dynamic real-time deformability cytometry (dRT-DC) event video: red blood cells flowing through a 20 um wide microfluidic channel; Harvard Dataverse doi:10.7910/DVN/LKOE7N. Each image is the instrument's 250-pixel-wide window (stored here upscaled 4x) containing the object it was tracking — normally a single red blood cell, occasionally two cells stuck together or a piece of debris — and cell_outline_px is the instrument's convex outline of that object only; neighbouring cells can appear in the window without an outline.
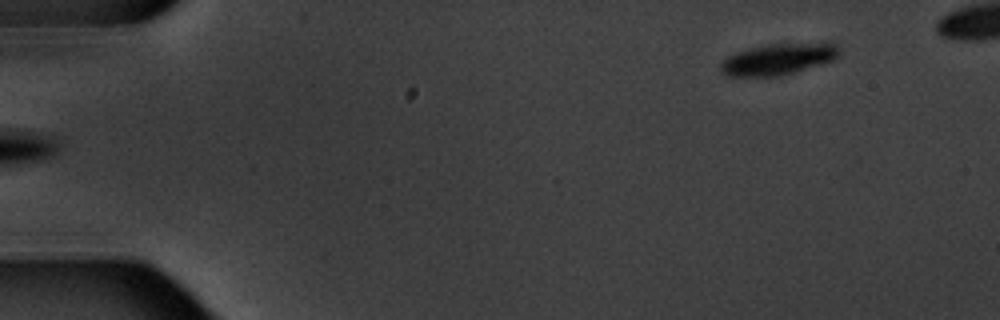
{"species": "common noctule bat (a hibernating species)", "species_latin": "Nyctalus noctula", "temperature_condition": "warm", "stored_images_in_passage": 6, "segment_of_instrument_passage": [2, 2], "camera_frame_rate_fps": 3000, "um_per_image_px": 0.085, "animal": {"sex": "male", "body_mass_g": 20.1, "forearm_length_mm": 53.5}, "frame": {"image": 1, "passage_image": 6, "time_ms": 5.667, "image_size_px": [1000, 320], "cell_outline_px": [[840, 56], [836, 60], [796, 72], [780, 76], [728, 76], [720, 72], [720, 64], [728, 56], [752, 48], [768, 44], [832, 40], [840, 48]], "centroid_in_image_um": [66.31, 4.99], "position_along_channel_um": 18.7, "area_um2": 22.37}}